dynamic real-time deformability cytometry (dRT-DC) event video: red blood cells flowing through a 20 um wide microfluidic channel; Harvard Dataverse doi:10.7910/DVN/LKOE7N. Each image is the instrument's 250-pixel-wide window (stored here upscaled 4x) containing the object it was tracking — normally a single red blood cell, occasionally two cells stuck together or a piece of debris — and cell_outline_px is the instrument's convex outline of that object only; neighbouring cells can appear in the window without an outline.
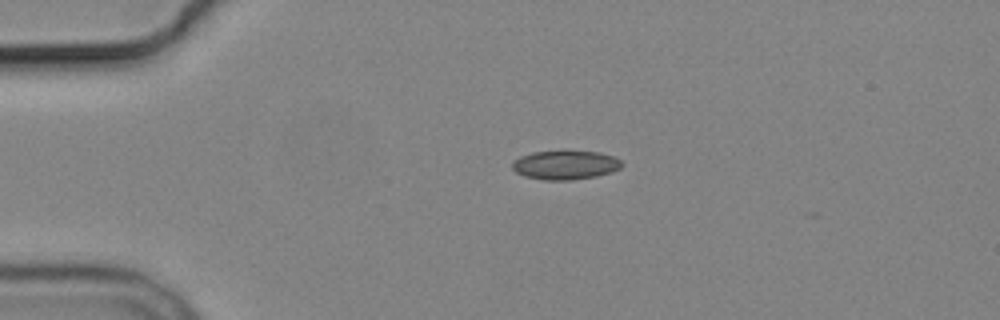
{"species": "common noctule bat (a hibernating species)", "species_latin": "Nyctalus noctula", "temperature_condition": "cold", "stored_images_in_passage": 2, "camera_frame_rate_fps": 3000, "um_per_image_px": 0.085, "animal": {"sex": "male", "body_mass_g": 19.2, "forearm_length_mm": 51.8}, "frame": {"image": 1, "passage_image": 1, "time_ms": 0.0, "image_size_px": [1000, 320], "cell_outline_px": [[624, 164], [620, 168], [612, 172], [596, 176], [572, 180], [540, 180], [524, 176], [516, 172], [512, 168], [512, 164], [520, 156], [532, 152], [564, 148], [600, 152], [612, 156], [620, 160]], "centroid_in_image_um": [48.06, 13.98], "position_along_channel_um": 36.9, "area_um2": 19.31}}